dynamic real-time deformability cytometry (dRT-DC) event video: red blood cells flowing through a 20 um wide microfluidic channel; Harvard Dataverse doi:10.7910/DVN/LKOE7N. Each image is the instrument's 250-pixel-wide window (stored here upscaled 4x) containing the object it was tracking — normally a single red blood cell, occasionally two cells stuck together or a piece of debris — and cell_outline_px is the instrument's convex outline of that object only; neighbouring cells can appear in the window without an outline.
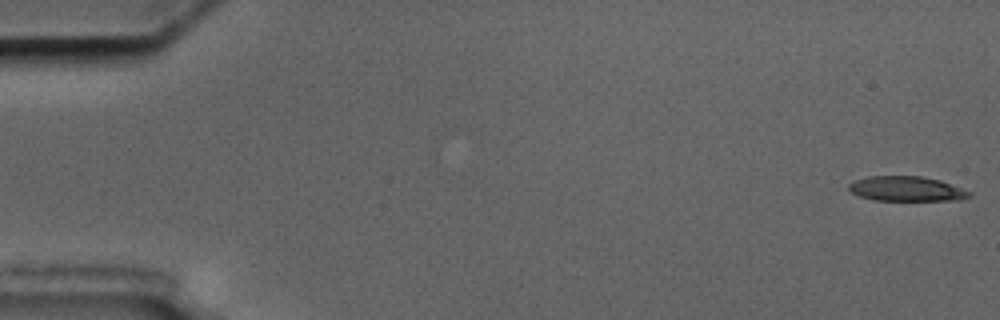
{"species": "common noctule bat (a hibernating species)", "species_latin": "Nyctalus noctula", "temperature_condition": "cold", "stored_images_in_passage": 10, "camera_frame_rate_fps": 3000, "um_per_image_px": 0.085, "animal": {"sex": "male", "body_mass_g": 17.5, "forearm_length_mm": 52.3}, "frame": {"image": 1, "passage_image": 1, "time_ms": 0.0, "image_size_px": [1000, 320], "cell_outline_px": [[972, 196], [960, 200], [872, 200], [860, 196], [852, 192], [848, 188], [848, 184], [852, 180], [868, 176], [920, 176], [940, 180], [972, 192]], "centroid_in_image_um": [77.04, 16.04], "position_along_channel_um": 8.0, "area_um2": 17.51}}
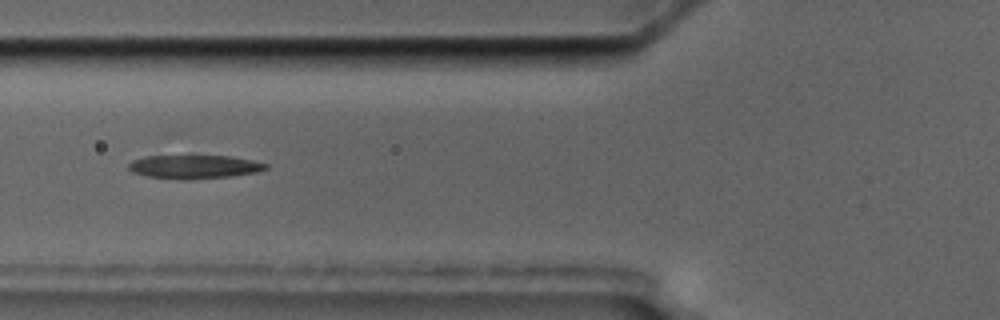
{"frame": {"image": 2, "passage_image": 6, "time_ms": 7.0, "image_size_px": [1000, 320], "cell_outline_px": [[268, 168], [256, 172], [232, 176], [188, 180], [184, 180], [148, 176], [132, 172], [128, 168], [128, 164], [132, 160], [144, 156], [192, 152], [228, 156], [252, 160], [268, 164]], "centroid_in_image_um": [16.46, 14.12], "position_along_channel_um": 109.3, "area_um2": 20.06}}
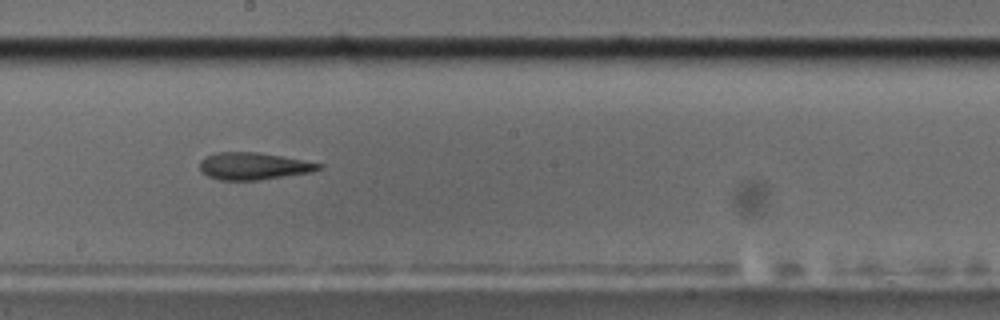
{"frame": {"image": 3, "passage_image": 9, "time_ms": 10.333, "image_size_px": [1000, 320], "cell_outline_px": [[324, 164], [320, 168], [312, 172], [256, 180], [220, 180], [208, 176], [200, 168], [200, 160], [204, 156], [216, 152], [256, 152], [280, 156]], "centroid_in_image_um": [21.52, 14.11], "position_along_channel_um": 226.7, "area_um2": 18.61}}